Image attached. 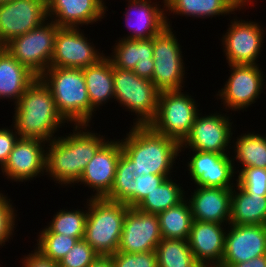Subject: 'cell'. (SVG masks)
Returning <instances> with one entry per match:
<instances>
[{
    "mask_svg": "<svg viewBox=\"0 0 266 267\" xmlns=\"http://www.w3.org/2000/svg\"><path fill=\"white\" fill-rule=\"evenodd\" d=\"M157 217L162 238L189 239L193 216L187 196L179 204L157 214Z\"/></svg>",
    "mask_w": 266,
    "mask_h": 267,
    "instance_id": "f1b7e54d",
    "label": "cell"
},
{
    "mask_svg": "<svg viewBox=\"0 0 266 267\" xmlns=\"http://www.w3.org/2000/svg\"><path fill=\"white\" fill-rule=\"evenodd\" d=\"M105 4L103 0H46L47 17L59 27L88 26L106 16Z\"/></svg>",
    "mask_w": 266,
    "mask_h": 267,
    "instance_id": "7402d4cb",
    "label": "cell"
},
{
    "mask_svg": "<svg viewBox=\"0 0 266 267\" xmlns=\"http://www.w3.org/2000/svg\"><path fill=\"white\" fill-rule=\"evenodd\" d=\"M19 138L20 136L16 132L14 126L12 127L11 125L10 129L8 127L0 128V168L1 169L6 164L9 158V155Z\"/></svg>",
    "mask_w": 266,
    "mask_h": 267,
    "instance_id": "60d3db41",
    "label": "cell"
},
{
    "mask_svg": "<svg viewBox=\"0 0 266 267\" xmlns=\"http://www.w3.org/2000/svg\"><path fill=\"white\" fill-rule=\"evenodd\" d=\"M36 77L4 47L0 50V99L16 104Z\"/></svg>",
    "mask_w": 266,
    "mask_h": 267,
    "instance_id": "d4e9b609",
    "label": "cell"
},
{
    "mask_svg": "<svg viewBox=\"0 0 266 267\" xmlns=\"http://www.w3.org/2000/svg\"><path fill=\"white\" fill-rule=\"evenodd\" d=\"M237 10H241L243 8H245L246 6L249 7V4L252 6L253 5V0H228ZM245 6V7H244Z\"/></svg>",
    "mask_w": 266,
    "mask_h": 267,
    "instance_id": "f6af8a7d",
    "label": "cell"
},
{
    "mask_svg": "<svg viewBox=\"0 0 266 267\" xmlns=\"http://www.w3.org/2000/svg\"><path fill=\"white\" fill-rule=\"evenodd\" d=\"M45 144L47 143L41 140L19 138L1 169L4 177L11 182H26L43 176L47 146Z\"/></svg>",
    "mask_w": 266,
    "mask_h": 267,
    "instance_id": "ac0fdd59",
    "label": "cell"
},
{
    "mask_svg": "<svg viewBox=\"0 0 266 267\" xmlns=\"http://www.w3.org/2000/svg\"><path fill=\"white\" fill-rule=\"evenodd\" d=\"M110 258L114 267H158L155 251L141 253L116 251Z\"/></svg>",
    "mask_w": 266,
    "mask_h": 267,
    "instance_id": "74e56055",
    "label": "cell"
},
{
    "mask_svg": "<svg viewBox=\"0 0 266 267\" xmlns=\"http://www.w3.org/2000/svg\"><path fill=\"white\" fill-rule=\"evenodd\" d=\"M48 20L46 0H13L0 5V45Z\"/></svg>",
    "mask_w": 266,
    "mask_h": 267,
    "instance_id": "5bb4252c",
    "label": "cell"
},
{
    "mask_svg": "<svg viewBox=\"0 0 266 267\" xmlns=\"http://www.w3.org/2000/svg\"><path fill=\"white\" fill-rule=\"evenodd\" d=\"M155 252L158 267H201L194 258L188 240L162 238Z\"/></svg>",
    "mask_w": 266,
    "mask_h": 267,
    "instance_id": "1f68e13d",
    "label": "cell"
},
{
    "mask_svg": "<svg viewBox=\"0 0 266 267\" xmlns=\"http://www.w3.org/2000/svg\"><path fill=\"white\" fill-rule=\"evenodd\" d=\"M114 99L137 116L133 125H149L156 117L160 92L151 80L141 78L133 70L113 67Z\"/></svg>",
    "mask_w": 266,
    "mask_h": 267,
    "instance_id": "8992f818",
    "label": "cell"
},
{
    "mask_svg": "<svg viewBox=\"0 0 266 267\" xmlns=\"http://www.w3.org/2000/svg\"><path fill=\"white\" fill-rule=\"evenodd\" d=\"M195 187L191 197L187 198L193 220L229 225L232 188Z\"/></svg>",
    "mask_w": 266,
    "mask_h": 267,
    "instance_id": "603a6c76",
    "label": "cell"
},
{
    "mask_svg": "<svg viewBox=\"0 0 266 267\" xmlns=\"http://www.w3.org/2000/svg\"><path fill=\"white\" fill-rule=\"evenodd\" d=\"M59 28L48 19L30 32L12 39L4 48L20 64L40 77L50 67Z\"/></svg>",
    "mask_w": 266,
    "mask_h": 267,
    "instance_id": "ba28073f",
    "label": "cell"
},
{
    "mask_svg": "<svg viewBox=\"0 0 266 267\" xmlns=\"http://www.w3.org/2000/svg\"><path fill=\"white\" fill-rule=\"evenodd\" d=\"M10 1H13V0H0V5L7 3V2H10Z\"/></svg>",
    "mask_w": 266,
    "mask_h": 267,
    "instance_id": "bcb514c9",
    "label": "cell"
},
{
    "mask_svg": "<svg viewBox=\"0 0 266 267\" xmlns=\"http://www.w3.org/2000/svg\"><path fill=\"white\" fill-rule=\"evenodd\" d=\"M83 74L91 104L92 120L97 109L114 98L113 65L106 55L97 63L84 68Z\"/></svg>",
    "mask_w": 266,
    "mask_h": 267,
    "instance_id": "484cf974",
    "label": "cell"
},
{
    "mask_svg": "<svg viewBox=\"0 0 266 267\" xmlns=\"http://www.w3.org/2000/svg\"><path fill=\"white\" fill-rule=\"evenodd\" d=\"M201 115V113L198 114L190 133L180 143V152L188 148L196 151L230 154L228 150L232 148L230 146L233 135V122H230L232 119L227 113L214 112L210 115Z\"/></svg>",
    "mask_w": 266,
    "mask_h": 267,
    "instance_id": "30bf717a",
    "label": "cell"
},
{
    "mask_svg": "<svg viewBox=\"0 0 266 267\" xmlns=\"http://www.w3.org/2000/svg\"><path fill=\"white\" fill-rule=\"evenodd\" d=\"M11 201L7 195L0 192V246H4L7 241L9 242L10 237L15 235L13 233L16 229L17 211Z\"/></svg>",
    "mask_w": 266,
    "mask_h": 267,
    "instance_id": "f35d334b",
    "label": "cell"
},
{
    "mask_svg": "<svg viewBox=\"0 0 266 267\" xmlns=\"http://www.w3.org/2000/svg\"><path fill=\"white\" fill-rule=\"evenodd\" d=\"M266 254V225L229 224L219 267L250 261Z\"/></svg>",
    "mask_w": 266,
    "mask_h": 267,
    "instance_id": "e0dca14e",
    "label": "cell"
},
{
    "mask_svg": "<svg viewBox=\"0 0 266 267\" xmlns=\"http://www.w3.org/2000/svg\"><path fill=\"white\" fill-rule=\"evenodd\" d=\"M228 26L221 39L228 65L259 64L257 58L261 54L265 36L263 27L256 21L236 18Z\"/></svg>",
    "mask_w": 266,
    "mask_h": 267,
    "instance_id": "7c38bea8",
    "label": "cell"
},
{
    "mask_svg": "<svg viewBox=\"0 0 266 267\" xmlns=\"http://www.w3.org/2000/svg\"><path fill=\"white\" fill-rule=\"evenodd\" d=\"M99 255L84 239L78 240L59 260L58 267H88Z\"/></svg>",
    "mask_w": 266,
    "mask_h": 267,
    "instance_id": "8d00e7d4",
    "label": "cell"
},
{
    "mask_svg": "<svg viewBox=\"0 0 266 267\" xmlns=\"http://www.w3.org/2000/svg\"><path fill=\"white\" fill-rule=\"evenodd\" d=\"M115 44L112 46V55L107 56L113 67L133 70L139 77L152 81L155 65L153 60V38L141 40L121 38Z\"/></svg>",
    "mask_w": 266,
    "mask_h": 267,
    "instance_id": "cb8c5ba5",
    "label": "cell"
},
{
    "mask_svg": "<svg viewBox=\"0 0 266 267\" xmlns=\"http://www.w3.org/2000/svg\"><path fill=\"white\" fill-rule=\"evenodd\" d=\"M122 152L120 139L108 141L96 152L88 162L82 177L77 182L93 189L90 198H104L111 190L117 163Z\"/></svg>",
    "mask_w": 266,
    "mask_h": 267,
    "instance_id": "d6986e66",
    "label": "cell"
},
{
    "mask_svg": "<svg viewBox=\"0 0 266 267\" xmlns=\"http://www.w3.org/2000/svg\"><path fill=\"white\" fill-rule=\"evenodd\" d=\"M225 224L193 220L188 239L195 260L201 267H219L225 249Z\"/></svg>",
    "mask_w": 266,
    "mask_h": 267,
    "instance_id": "44dd1931",
    "label": "cell"
},
{
    "mask_svg": "<svg viewBox=\"0 0 266 267\" xmlns=\"http://www.w3.org/2000/svg\"><path fill=\"white\" fill-rule=\"evenodd\" d=\"M13 123L22 139H35L48 143L67 121L58 112L54 97L41 77L28 86L14 107Z\"/></svg>",
    "mask_w": 266,
    "mask_h": 267,
    "instance_id": "7a4b0ae2",
    "label": "cell"
},
{
    "mask_svg": "<svg viewBox=\"0 0 266 267\" xmlns=\"http://www.w3.org/2000/svg\"><path fill=\"white\" fill-rule=\"evenodd\" d=\"M120 140L122 151L132 160L133 176L170 175L180 153V143L156 133L149 125H131Z\"/></svg>",
    "mask_w": 266,
    "mask_h": 267,
    "instance_id": "3957f363",
    "label": "cell"
},
{
    "mask_svg": "<svg viewBox=\"0 0 266 267\" xmlns=\"http://www.w3.org/2000/svg\"><path fill=\"white\" fill-rule=\"evenodd\" d=\"M191 151L194 153L188 157L190 161L186 165L195 185L213 188H233L236 185L233 183L236 167L230 154Z\"/></svg>",
    "mask_w": 266,
    "mask_h": 267,
    "instance_id": "2e32d148",
    "label": "cell"
},
{
    "mask_svg": "<svg viewBox=\"0 0 266 267\" xmlns=\"http://www.w3.org/2000/svg\"><path fill=\"white\" fill-rule=\"evenodd\" d=\"M172 26L153 37L154 72L152 82L159 91L182 90L185 84V63L181 46ZM184 78V79H183Z\"/></svg>",
    "mask_w": 266,
    "mask_h": 267,
    "instance_id": "9c48e42d",
    "label": "cell"
},
{
    "mask_svg": "<svg viewBox=\"0 0 266 267\" xmlns=\"http://www.w3.org/2000/svg\"><path fill=\"white\" fill-rule=\"evenodd\" d=\"M234 155L232 160L237 162V165L242 164V168L259 167L266 169V134H258L247 132L237 137L234 143ZM238 162L240 164H238Z\"/></svg>",
    "mask_w": 266,
    "mask_h": 267,
    "instance_id": "f546056e",
    "label": "cell"
},
{
    "mask_svg": "<svg viewBox=\"0 0 266 267\" xmlns=\"http://www.w3.org/2000/svg\"><path fill=\"white\" fill-rule=\"evenodd\" d=\"M229 68L230 76L224 87L216 94L217 99H222L223 107L228 111H244L254 104L257 98L259 99L263 87L266 86L265 75L258 64L229 65Z\"/></svg>",
    "mask_w": 266,
    "mask_h": 267,
    "instance_id": "8fae6325",
    "label": "cell"
},
{
    "mask_svg": "<svg viewBox=\"0 0 266 267\" xmlns=\"http://www.w3.org/2000/svg\"><path fill=\"white\" fill-rule=\"evenodd\" d=\"M133 171L132 160L122 151L117 163L113 186L104 198L122 202L132 208V189L135 180Z\"/></svg>",
    "mask_w": 266,
    "mask_h": 267,
    "instance_id": "836d02e7",
    "label": "cell"
},
{
    "mask_svg": "<svg viewBox=\"0 0 266 267\" xmlns=\"http://www.w3.org/2000/svg\"><path fill=\"white\" fill-rule=\"evenodd\" d=\"M128 9L125 10V22L131 31L123 39H150L160 34L167 26H171L166 16L165 4L151 0H127ZM158 3V4H157ZM169 21V22H168Z\"/></svg>",
    "mask_w": 266,
    "mask_h": 267,
    "instance_id": "ffe728a7",
    "label": "cell"
},
{
    "mask_svg": "<svg viewBox=\"0 0 266 267\" xmlns=\"http://www.w3.org/2000/svg\"><path fill=\"white\" fill-rule=\"evenodd\" d=\"M229 224L266 225V195L247 193L236 184L231 192Z\"/></svg>",
    "mask_w": 266,
    "mask_h": 267,
    "instance_id": "4316f807",
    "label": "cell"
},
{
    "mask_svg": "<svg viewBox=\"0 0 266 267\" xmlns=\"http://www.w3.org/2000/svg\"><path fill=\"white\" fill-rule=\"evenodd\" d=\"M83 33L80 28L60 27L58 29L50 67L84 69L105 56L103 51L101 53L100 49H97Z\"/></svg>",
    "mask_w": 266,
    "mask_h": 267,
    "instance_id": "4fadbf2b",
    "label": "cell"
},
{
    "mask_svg": "<svg viewBox=\"0 0 266 267\" xmlns=\"http://www.w3.org/2000/svg\"><path fill=\"white\" fill-rule=\"evenodd\" d=\"M165 9L168 16L171 12L174 15L203 19L220 15L225 17L237 12L228 0H165Z\"/></svg>",
    "mask_w": 266,
    "mask_h": 267,
    "instance_id": "83f0119b",
    "label": "cell"
},
{
    "mask_svg": "<svg viewBox=\"0 0 266 267\" xmlns=\"http://www.w3.org/2000/svg\"><path fill=\"white\" fill-rule=\"evenodd\" d=\"M83 239L99 256H110L119 247L124 218L130 208L106 198H89Z\"/></svg>",
    "mask_w": 266,
    "mask_h": 267,
    "instance_id": "5b68a950",
    "label": "cell"
},
{
    "mask_svg": "<svg viewBox=\"0 0 266 267\" xmlns=\"http://www.w3.org/2000/svg\"><path fill=\"white\" fill-rule=\"evenodd\" d=\"M183 90L162 91L158 99V111L149 126L158 134L181 143L190 133L199 114L198 102ZM190 95V96H189Z\"/></svg>",
    "mask_w": 266,
    "mask_h": 267,
    "instance_id": "52a82bcc",
    "label": "cell"
},
{
    "mask_svg": "<svg viewBox=\"0 0 266 267\" xmlns=\"http://www.w3.org/2000/svg\"><path fill=\"white\" fill-rule=\"evenodd\" d=\"M181 185L179 183L176 184L172 177L167 178L151 193L146 195L136 208L146 213L159 214L179 204L188 194L185 193L186 191Z\"/></svg>",
    "mask_w": 266,
    "mask_h": 267,
    "instance_id": "4dcf8cb0",
    "label": "cell"
},
{
    "mask_svg": "<svg viewBox=\"0 0 266 267\" xmlns=\"http://www.w3.org/2000/svg\"><path fill=\"white\" fill-rule=\"evenodd\" d=\"M37 237V246L34 249L55 262H59L78 241L75 237L58 233H39Z\"/></svg>",
    "mask_w": 266,
    "mask_h": 267,
    "instance_id": "e575fe53",
    "label": "cell"
},
{
    "mask_svg": "<svg viewBox=\"0 0 266 267\" xmlns=\"http://www.w3.org/2000/svg\"><path fill=\"white\" fill-rule=\"evenodd\" d=\"M161 240L157 214L146 213L132 207L126 212L117 251L124 253L155 251Z\"/></svg>",
    "mask_w": 266,
    "mask_h": 267,
    "instance_id": "9a60e30c",
    "label": "cell"
},
{
    "mask_svg": "<svg viewBox=\"0 0 266 267\" xmlns=\"http://www.w3.org/2000/svg\"><path fill=\"white\" fill-rule=\"evenodd\" d=\"M21 260L22 267H58V262L43 257L35 249Z\"/></svg>",
    "mask_w": 266,
    "mask_h": 267,
    "instance_id": "b9f144b4",
    "label": "cell"
},
{
    "mask_svg": "<svg viewBox=\"0 0 266 267\" xmlns=\"http://www.w3.org/2000/svg\"><path fill=\"white\" fill-rule=\"evenodd\" d=\"M73 126L72 134L58 136L46 147L45 175L68 187L80 180L88 162L108 141L103 135L87 130L90 125Z\"/></svg>",
    "mask_w": 266,
    "mask_h": 267,
    "instance_id": "6da1fadb",
    "label": "cell"
},
{
    "mask_svg": "<svg viewBox=\"0 0 266 267\" xmlns=\"http://www.w3.org/2000/svg\"><path fill=\"white\" fill-rule=\"evenodd\" d=\"M169 177L171 175L140 174L135 178L132 189V207H136L146 195Z\"/></svg>",
    "mask_w": 266,
    "mask_h": 267,
    "instance_id": "ab89813d",
    "label": "cell"
},
{
    "mask_svg": "<svg viewBox=\"0 0 266 267\" xmlns=\"http://www.w3.org/2000/svg\"><path fill=\"white\" fill-rule=\"evenodd\" d=\"M88 267H114L110 256H98Z\"/></svg>",
    "mask_w": 266,
    "mask_h": 267,
    "instance_id": "ee69618b",
    "label": "cell"
},
{
    "mask_svg": "<svg viewBox=\"0 0 266 267\" xmlns=\"http://www.w3.org/2000/svg\"><path fill=\"white\" fill-rule=\"evenodd\" d=\"M227 267H266V254L257 258H253L250 261L231 264Z\"/></svg>",
    "mask_w": 266,
    "mask_h": 267,
    "instance_id": "7bdbcfd3",
    "label": "cell"
},
{
    "mask_svg": "<svg viewBox=\"0 0 266 267\" xmlns=\"http://www.w3.org/2000/svg\"><path fill=\"white\" fill-rule=\"evenodd\" d=\"M237 172L239 174H237ZM238 178L236 184L247 193H255L260 196L266 195V169L259 167H248L235 172Z\"/></svg>",
    "mask_w": 266,
    "mask_h": 267,
    "instance_id": "d590c367",
    "label": "cell"
},
{
    "mask_svg": "<svg viewBox=\"0 0 266 267\" xmlns=\"http://www.w3.org/2000/svg\"><path fill=\"white\" fill-rule=\"evenodd\" d=\"M87 207V208H86ZM82 209H60L39 233H58L82 240L87 221L88 204Z\"/></svg>",
    "mask_w": 266,
    "mask_h": 267,
    "instance_id": "d6a6232c",
    "label": "cell"
},
{
    "mask_svg": "<svg viewBox=\"0 0 266 267\" xmlns=\"http://www.w3.org/2000/svg\"><path fill=\"white\" fill-rule=\"evenodd\" d=\"M40 77L51 90L57 110L67 124L91 123V104L83 69L49 67Z\"/></svg>",
    "mask_w": 266,
    "mask_h": 267,
    "instance_id": "277c9868",
    "label": "cell"
}]
</instances>
